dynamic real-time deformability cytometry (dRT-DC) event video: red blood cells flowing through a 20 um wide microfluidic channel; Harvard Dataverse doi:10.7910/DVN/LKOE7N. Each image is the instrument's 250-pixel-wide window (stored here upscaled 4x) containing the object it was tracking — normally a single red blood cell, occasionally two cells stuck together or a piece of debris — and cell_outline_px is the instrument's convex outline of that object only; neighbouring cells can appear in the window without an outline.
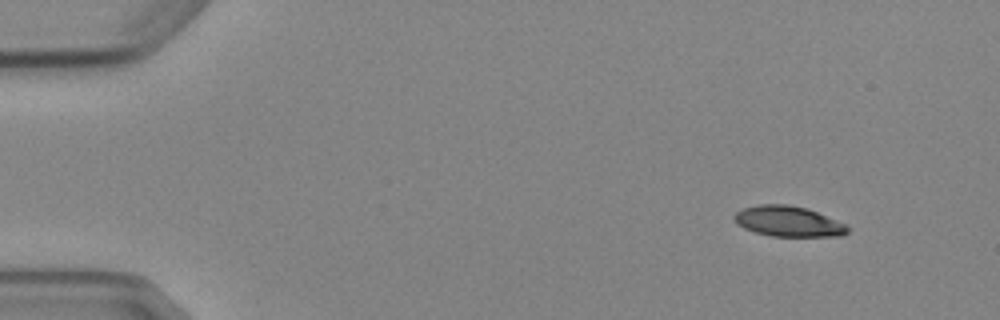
{"species": "Egyptian fruit bat (a non-hibernating species)", "species_latin": "Rousettus aegyptiacus", "temperature_condition": "cold", "stored_images_in_passage": 5, "segment_of_instrument_passage": [2, 2], "camera_frame_rate_fps": 3000, "um_per_image_px": 0.085, "animal": {"sex": "female"}, "frame": {"image": 1, "passage_image": 5, "time_ms": 5.333, "image_size_px": [1000, 320], "cell_outline_px": [[848, 232], [840, 236], [772, 236], [756, 232], [744, 228], [736, 224], [732, 220], [732, 216], [736, 212], [744, 208], [756, 204], [788, 204], [808, 208], [844, 224], [848, 228]], "centroid_in_image_um": [66.94, 18.8], "position_along_channel_um": 18.1, "area_um2": 20.11}}